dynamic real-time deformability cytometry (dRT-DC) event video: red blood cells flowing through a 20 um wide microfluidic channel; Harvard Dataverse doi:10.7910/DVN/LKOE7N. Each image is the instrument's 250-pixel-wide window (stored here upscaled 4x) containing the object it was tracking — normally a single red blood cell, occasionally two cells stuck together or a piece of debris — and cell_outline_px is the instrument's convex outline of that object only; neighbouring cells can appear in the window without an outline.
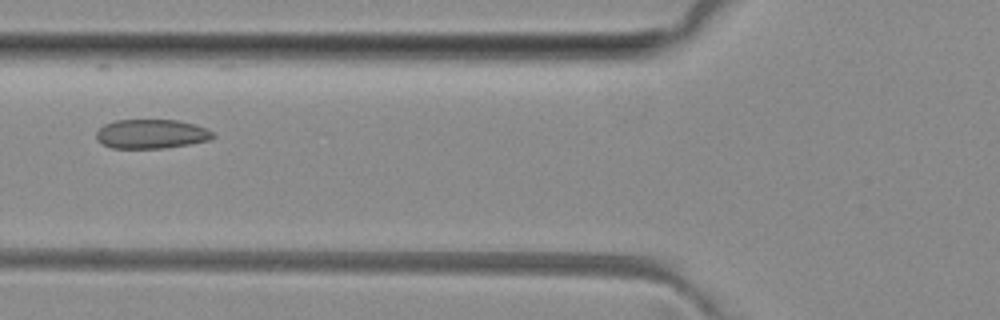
{"species": "common noctule bat (a hibernating species)", "species_latin": "Nyctalus noctula", "temperature_condition": "room temperature", "stored_images_in_passage": 4, "camera_frame_rate_fps": 3000, "um_per_image_px": 0.085, "animal": {"sex": "female", "body_mass_g": 29.2, "forearm_length_mm": 56.3}, "frame": {"image": 1, "passage_image": 3, "time_ms": 2.333, "image_size_px": [1000, 320], "cell_outline_px": [[216, 136], [208, 140], [188, 144], [164, 148], [112, 148], [96, 140], [96, 132], [104, 124], [116, 120], [176, 120], [192, 124], [204, 128], [212, 132]], "centroid_in_image_um": [12.82, 11.39], "position_along_channel_um": 113.0, "area_um2": 19.65}}
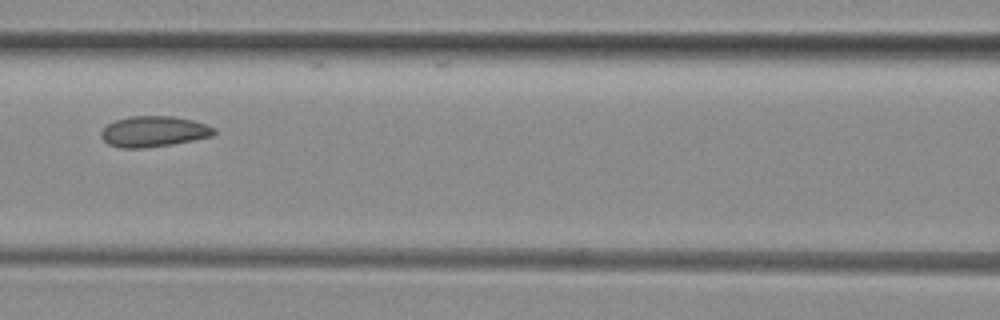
{"frame": {"image": 2, "passage_image": 4, "time_ms": 3.333, "image_size_px": [1000, 320], "cell_outline_px": [[216, 132], [212, 136], [172, 144], [144, 148], [120, 148], [108, 144], [100, 136], [100, 132], [108, 124], [116, 120], [128, 116], [172, 116], [192, 120], [216, 128]], "centroid_in_image_um": [13.04, 11.18], "position_along_channel_um": 153.6, "area_um2": 20.17}}